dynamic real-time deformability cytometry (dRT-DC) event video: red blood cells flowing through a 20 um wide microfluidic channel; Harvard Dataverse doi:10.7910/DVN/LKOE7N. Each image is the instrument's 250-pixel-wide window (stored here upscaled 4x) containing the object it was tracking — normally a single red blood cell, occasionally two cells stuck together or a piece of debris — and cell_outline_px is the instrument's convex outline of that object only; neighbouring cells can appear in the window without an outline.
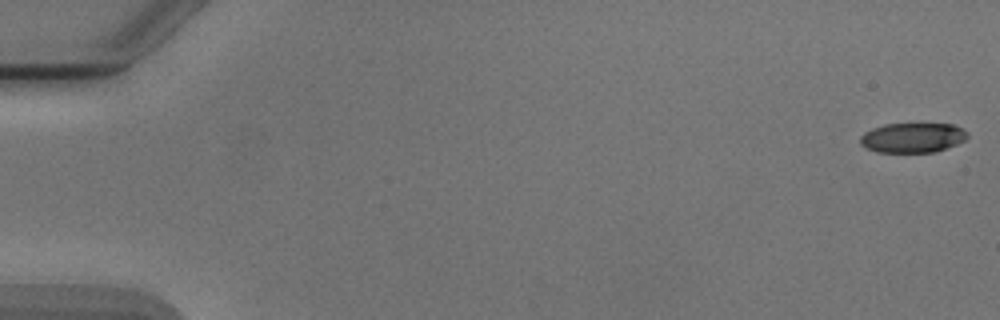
{"species": "Egyptian fruit bat (a non-hibernating species)", "species_latin": "Rousettus aegyptiacus", "temperature_condition": "cold", "stored_images_in_passage": 7, "camera_frame_rate_fps": 3000, "um_per_image_px": 0.085, "animal": {"sex": "male"}, "frame": {"image": 1, "passage_image": 1, "time_ms": 0.0, "image_size_px": [1000, 320], "cell_outline_px": [[968, 136], [964, 140], [956, 144], [936, 152], [876, 152], [860, 144], [860, 136], [864, 132], [872, 128], [884, 124], [952, 124], [968, 132]], "centroid_in_image_um": [77.55, 11.7], "position_along_channel_um": 7.4, "area_um2": 18.55}}
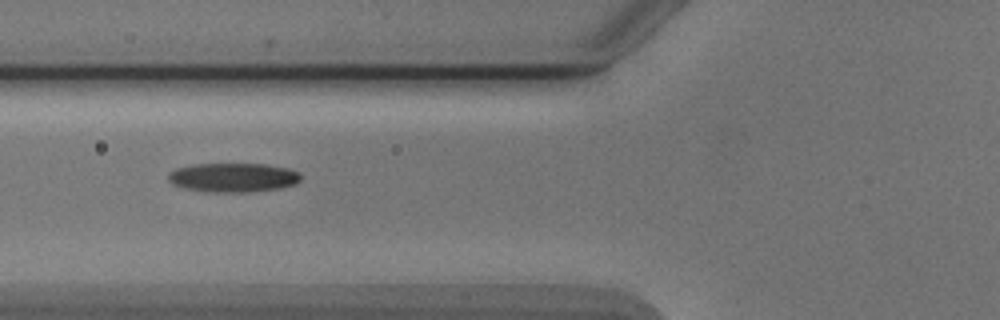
{"frame": {"image": 2, "passage_image": 6, "time_ms": 6.667, "image_size_px": [1000, 320], "cell_outline_px": [[300, 180], [296, 184], [280, 188], [248, 192], [208, 192], [184, 188], [172, 184], [168, 180], [168, 172], [176, 168], [196, 164], [264, 164], [288, 168], [300, 172]], "centroid_in_image_um": [19.81, 15.09], "position_along_channel_um": 106.0, "area_um2": 22.6}}
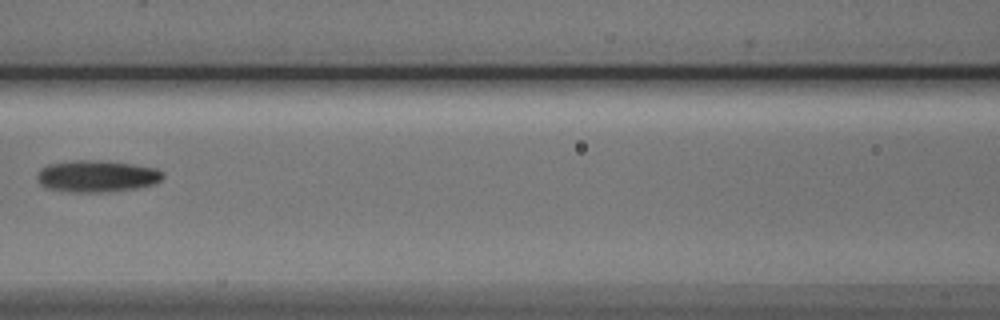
{"frame": {"image": 3, "passage_image": 7, "time_ms": 8.0, "image_size_px": [1000, 320], "cell_outline_px": [[164, 176], [156, 184], [136, 188], [108, 192], [72, 192], [44, 188], [40, 184], [36, 176], [40, 168], [48, 164], [76, 160], [88, 160], [132, 164], [156, 168]], "centroid_in_image_um": [8.19, 14.99], "position_along_channel_um": 158.4, "area_um2": 23.24}}